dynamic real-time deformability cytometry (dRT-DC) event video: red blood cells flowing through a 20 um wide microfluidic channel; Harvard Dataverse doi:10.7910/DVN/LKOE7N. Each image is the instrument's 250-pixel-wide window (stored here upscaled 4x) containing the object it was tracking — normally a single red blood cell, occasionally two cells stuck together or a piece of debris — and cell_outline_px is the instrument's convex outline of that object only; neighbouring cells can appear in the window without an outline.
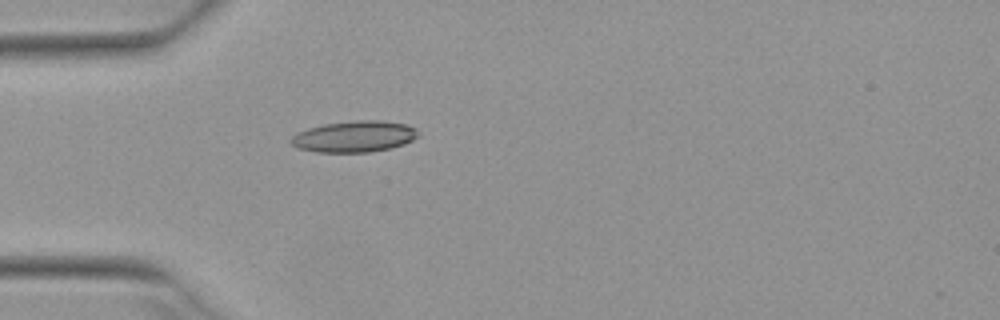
{"species": "Egyptian fruit bat (a non-hibernating species)", "species_latin": "Rousettus aegyptiacus", "temperature_condition": "warm", "stored_images_in_passage": 37, "camera_frame_rate_fps": 3000, "um_per_image_px": 0.085, "animal": {"sex": "female"}, "frame": {"image": 1, "passage_image": 1, "time_ms": 0.0, "image_size_px": [1000, 320], "cell_outline_px": [[420, 136], [404, 144], [392, 148], [368, 152], [316, 152], [296, 148], [288, 140], [296, 132], [308, 128], [324, 124], [356, 120], [380, 120], [408, 124], [416, 128]], "centroid_in_image_um": [30.11, 11.6], "position_along_channel_um": 54.9, "area_um2": 23.47}}
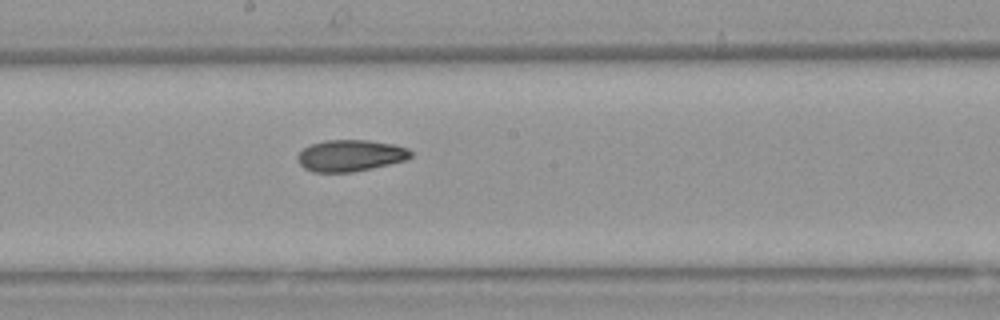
{"frame": {"image": 2, "passage_image": 14, "time_ms": 4.333, "image_size_px": [1000, 320], "cell_outline_px": [[412, 156], [408, 160], [372, 168], [352, 172], [312, 172], [304, 168], [296, 160], [296, 156], [304, 148], [312, 144], [324, 140], [368, 140], [396, 144], [408, 148], [412, 152]], "centroid_in_image_um": [29.8, 13.22], "position_along_channel_um": 218.4, "area_um2": 21.04}}
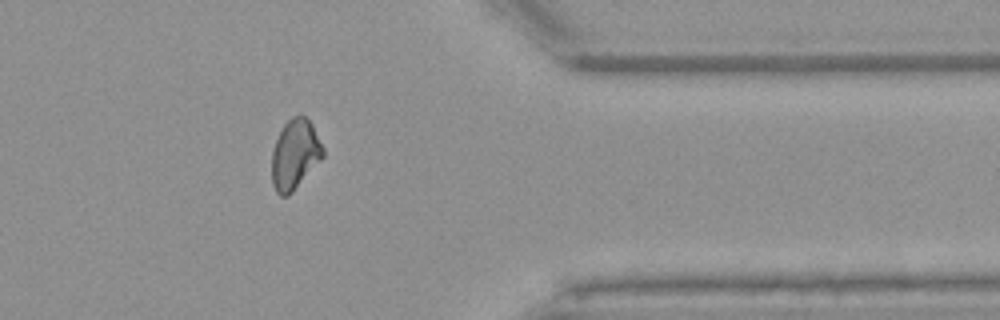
{"frame": {"image": 3, "passage_image": 28, "time_ms": 9.0, "image_size_px": [1000, 320], "cell_outline_px": [[324, 156], [292, 192], [288, 196], [280, 196], [276, 192], [272, 184], [272, 152], [276, 140], [284, 124], [292, 116], [300, 112], [312, 124], [324, 148]], "centroid_in_image_um": [25.07, 13.11], "position_along_channel_um": 386.3, "area_um2": 20.81}, "authors_computed_cell_mechanics": {"area_um2": 20.8658, "velocity_mm_per_s": 3.9418, "shape_relaxation_time_tau1_ms": 8.4253, "shape_relaxation_time_tau2_ms": 4.8123, "deformation_change_tau1": 0.1803, "deformation_change_tau2": 0.1123}}